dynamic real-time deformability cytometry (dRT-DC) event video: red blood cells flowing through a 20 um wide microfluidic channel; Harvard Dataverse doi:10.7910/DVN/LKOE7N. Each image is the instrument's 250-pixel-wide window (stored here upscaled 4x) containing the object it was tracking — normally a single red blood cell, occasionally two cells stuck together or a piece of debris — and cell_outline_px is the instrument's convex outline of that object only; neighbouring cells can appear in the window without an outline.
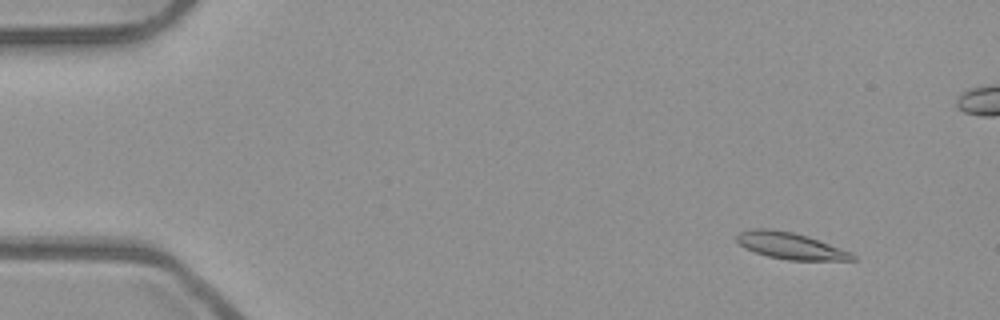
{"species": "common noctule bat (a hibernating species)", "species_latin": "Nyctalus noctula", "temperature_condition": "room temperature", "stored_images_in_passage": 53, "camera_frame_rate_fps": 3000, "um_per_image_px": 0.085, "animal": {"sex": "male", "body_mass_g": 23.1, "forearm_length_mm": 52.7}, "frame": {"image": 1, "passage_image": 4, "time_ms": 1.0, "image_size_px": [1000, 320], "cell_outline_px": [[856, 260], [788, 260], [768, 256], [744, 248], [736, 240], [736, 236], [740, 232], [748, 228], [768, 228], [792, 232], [808, 236], [852, 252], [856, 256]], "centroid_in_image_um": [67.18, 20.88], "position_along_channel_um": 17.8, "area_um2": 17.98}}
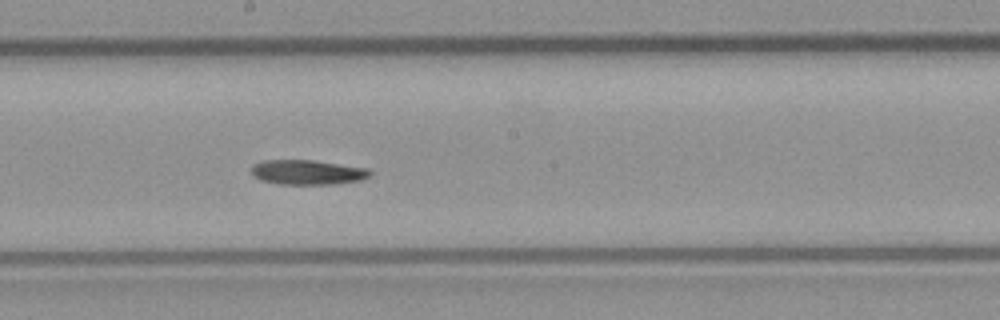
{"frame": {"image": 2, "passage_image": 28, "time_ms": 9.0, "image_size_px": [1000, 320], "cell_outline_px": [[372, 176], [360, 180], [336, 184], [280, 184], [260, 180], [252, 176], [252, 164], [264, 160], [312, 160], [368, 168], [372, 172]], "centroid_in_image_um": [26.14, 14.64], "position_along_channel_um": 222.1, "area_um2": 17.22}}
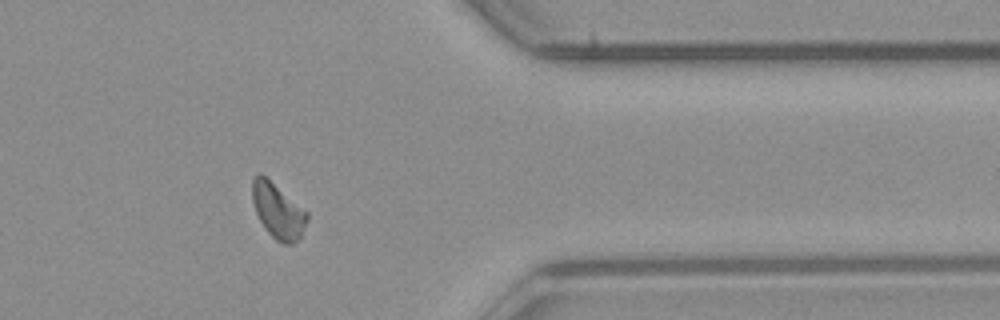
{"frame": {"image": 3, "passage_image": 42, "time_ms": 13.667, "image_size_px": [1000, 320], "cell_outline_px": [[308, 220], [300, 236], [292, 244], [280, 244], [264, 228], [256, 212], [252, 200], [252, 180], [256, 172], [260, 172], [308, 212]], "centroid_in_image_um": [23.61, 17.92], "position_along_channel_um": 387.8, "area_um2": 17.51}}